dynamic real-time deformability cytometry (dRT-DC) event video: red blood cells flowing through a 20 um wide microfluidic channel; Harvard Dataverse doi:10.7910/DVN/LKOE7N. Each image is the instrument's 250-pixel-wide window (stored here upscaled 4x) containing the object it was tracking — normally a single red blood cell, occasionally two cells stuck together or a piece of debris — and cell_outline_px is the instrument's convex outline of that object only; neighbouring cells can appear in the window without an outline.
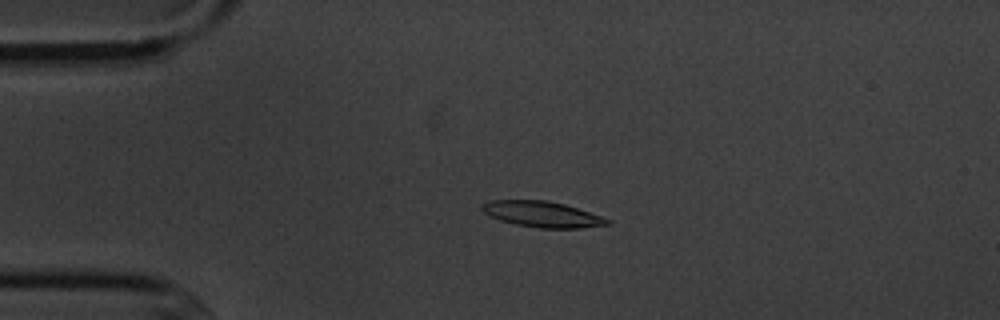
{"species": "common noctule bat (a hibernating species)", "species_latin": "Nyctalus noctula", "temperature_condition": "cold", "stored_images_in_passage": 5, "camera_frame_rate_fps": 3000, "um_per_image_px": 0.085, "animal": {"sex": "male", "body_mass_g": 20.1, "forearm_length_mm": 53.5}, "frame": {"image": 1, "passage_image": 3, "time_ms": 2.333, "image_size_px": [1000, 320], "cell_outline_px": [[612, 224], [580, 228], [540, 228], [516, 224], [500, 220], [484, 212], [480, 208], [488, 200], [548, 200], [564, 204], [612, 220]], "centroid_in_image_um": [46.11, 18.21], "position_along_channel_um": 38.9, "area_um2": 18.67}}
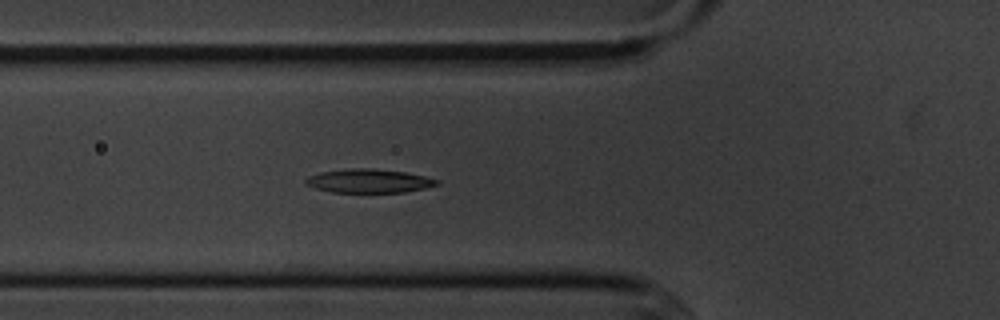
{"frame": {"image": 2, "passage_image": 5, "time_ms": 4.667, "image_size_px": [1000, 320], "cell_outline_px": [[440, 184], [424, 188], [404, 192], [332, 192], [316, 188], [304, 184], [304, 180], [308, 176], [320, 172], [352, 168], [372, 168], [404, 172], [424, 176], [440, 180]], "centroid_in_image_um": [31.34, 15.37], "position_along_channel_um": 94.5, "area_um2": 18.09}}